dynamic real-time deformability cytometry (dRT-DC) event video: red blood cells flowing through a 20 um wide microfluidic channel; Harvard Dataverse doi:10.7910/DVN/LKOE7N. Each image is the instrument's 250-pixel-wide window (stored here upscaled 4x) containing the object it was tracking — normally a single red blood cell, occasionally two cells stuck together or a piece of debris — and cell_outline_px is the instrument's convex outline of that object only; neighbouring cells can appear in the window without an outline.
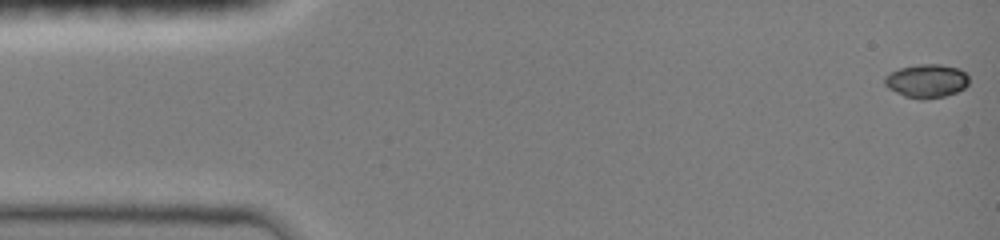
{"species": "common noctule bat (a hibernating species)", "species_latin": "Nyctalus noctula", "temperature_condition": "room temperature", "stored_images_in_passage": 47, "camera_frame_rate_fps": 3000, "um_per_image_px": 0.085, "animal": {"sex": "female", "body_mass_g": 19.0, "forearm_length_mm": 51.5}, "frame": {"image": 1, "passage_image": 1, "time_ms": 0.0, "image_size_px": [1000, 240], "cell_outline_px": [[968, 84], [964, 88], [956, 92], [944, 96], [920, 100], [904, 96], [888, 88], [884, 84], [884, 76], [900, 68], [920, 64], [940, 64], [960, 68], [968, 76]], "centroid_in_image_um": [78.76, 6.88], "position_along_channel_um": 6.2, "area_um2": 16.47}}
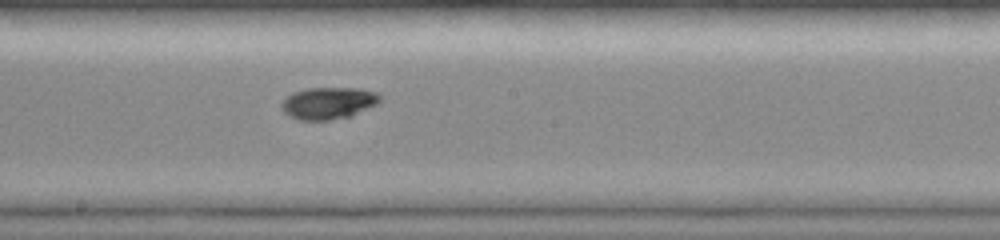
{"frame": {"image": 2, "passage_image": 26, "time_ms": 8.333, "image_size_px": [1000, 240], "cell_outline_px": [[380, 100], [376, 104], [352, 116], [328, 120], [300, 120], [288, 116], [280, 108], [280, 104], [292, 92], [308, 88], [360, 88], [376, 92], [380, 96]], "centroid_in_image_um": [27.88, 8.76], "position_along_channel_um": 220.3, "area_um2": 18.38}}
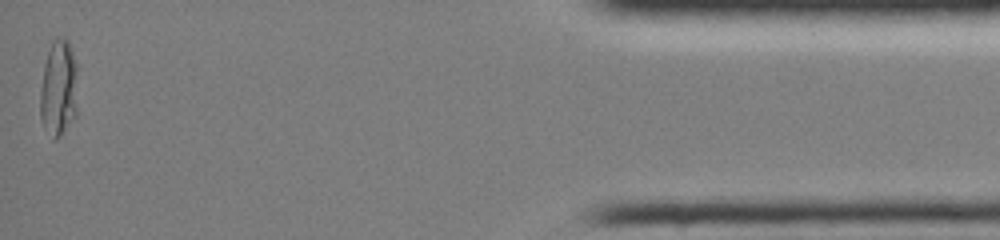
{"frame": {"image": 3, "passage_image": 47, "time_ms": 15.333, "image_size_px": [1000, 240], "cell_outline_px": [[76, 116], [60, 136], [56, 140], [52, 140], [44, 128], [40, 120], [40, 88], [44, 64], [52, 40], [64, 36], [68, 40], [76, 64]], "centroid_in_image_um": [4.96, 7.54], "position_along_channel_um": 430.2, "area_um2": 21.33}, "authors_computed_cell_mechanics": {"area_um2": 17.6868, "velocity_mm_per_s": 4.069, "shape_relaxation_time_tau1_ms": 7.5963, "shape_relaxation_time_tau2_ms": null, "deformation_change_tau1": 0.2106, "deformation_change_tau2": null}}